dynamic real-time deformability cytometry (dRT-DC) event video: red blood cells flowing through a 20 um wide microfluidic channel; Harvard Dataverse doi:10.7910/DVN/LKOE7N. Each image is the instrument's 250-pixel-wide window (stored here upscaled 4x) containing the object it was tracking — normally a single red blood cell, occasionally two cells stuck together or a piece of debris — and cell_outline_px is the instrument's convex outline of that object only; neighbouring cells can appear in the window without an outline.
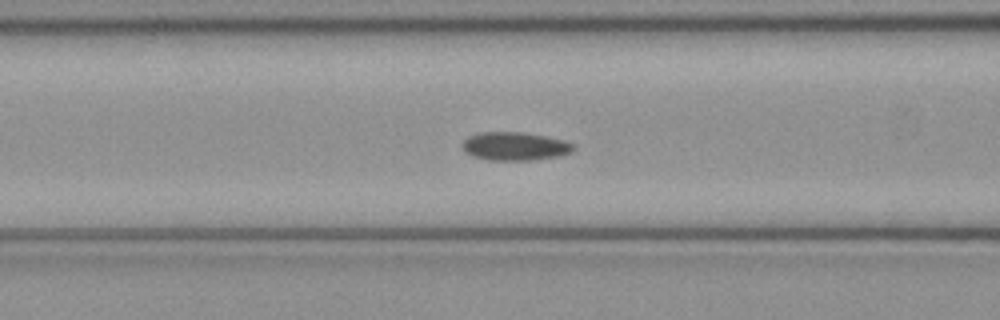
{"species": "common noctule bat (a hibernating species)", "species_latin": "Nyctalus noctula", "temperature_condition": "cold", "stored_images_in_passage": 52, "camera_frame_rate_fps": 3000, "um_per_image_px": 0.085, "animal": {"sex": "female", "body_mass_g": 21.9}, "frame": {"image": 1, "passage_image": 21, "time_ms": 6.667, "image_size_px": [1000, 320], "cell_outline_px": [[576, 148], [572, 152], [560, 156], [532, 160], [488, 160], [472, 156], [464, 152], [460, 144], [468, 136], [476, 132], [524, 132], [564, 140], [572, 144]], "centroid_in_image_um": [43.72, 12.43], "position_along_channel_um": 122.9, "area_um2": 18.61}}
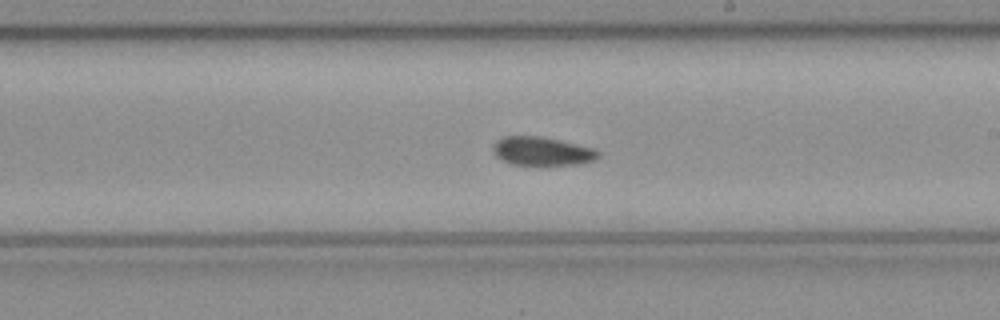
{"frame": {"image": 2, "passage_image": 30, "time_ms": 9.667, "image_size_px": [1000, 320], "cell_outline_px": [[600, 156], [596, 160], [580, 164], [512, 164], [500, 160], [492, 152], [492, 144], [496, 140], [504, 136], [540, 136], [560, 140], [592, 148], [600, 152]], "centroid_in_image_um": [46.04, 12.84], "position_along_channel_um": 243.0, "area_um2": 17.57}}
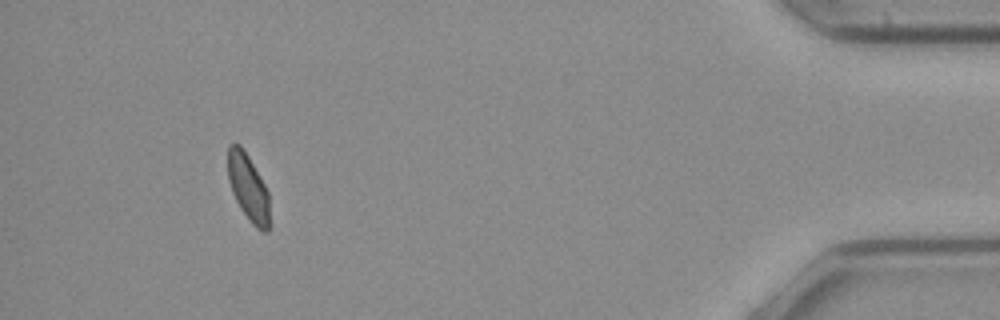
{"frame": {"image": 3, "passage_image": 48, "time_ms": 15.667, "image_size_px": [1000, 320], "cell_outline_px": [[268, 232], [264, 232], [256, 228], [252, 224], [240, 208], [232, 192], [228, 180], [228, 144], [240, 144], [244, 148], [264, 184], [268, 192]], "centroid_in_image_um": [21.07, 15.91], "position_along_channel_um": 414.1, "area_um2": 16.07}}